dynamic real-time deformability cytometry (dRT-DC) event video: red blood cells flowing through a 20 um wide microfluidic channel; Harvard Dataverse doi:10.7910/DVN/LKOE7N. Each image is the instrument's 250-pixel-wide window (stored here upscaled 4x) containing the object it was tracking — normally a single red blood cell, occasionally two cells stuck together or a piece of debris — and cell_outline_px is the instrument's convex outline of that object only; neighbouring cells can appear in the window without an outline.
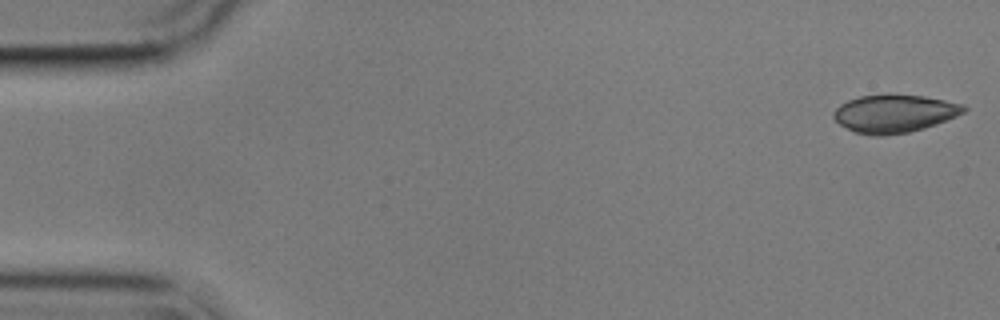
{"species": "common noctule bat (a hibernating species)", "species_latin": "Nyctalus noctula", "temperature_condition": "cold", "stored_images_in_passage": 55, "camera_frame_rate_fps": 3000, "um_per_image_px": 0.085, "animal": {"sex": "male", "body_mass_g": 17.9}, "frame": {"image": 1, "passage_image": 1, "time_ms": 0.0, "image_size_px": [1000, 320], "cell_outline_px": [[968, 108], [964, 112], [956, 116], [936, 124], [924, 128], [908, 132], [884, 136], [872, 136], [856, 132], [840, 124], [832, 116], [832, 112], [840, 104], [848, 100], [860, 96], [924, 96], [964, 104]], "centroid_in_image_um": [76.02, 9.67], "position_along_channel_um": 9.0, "area_um2": 28.32}}
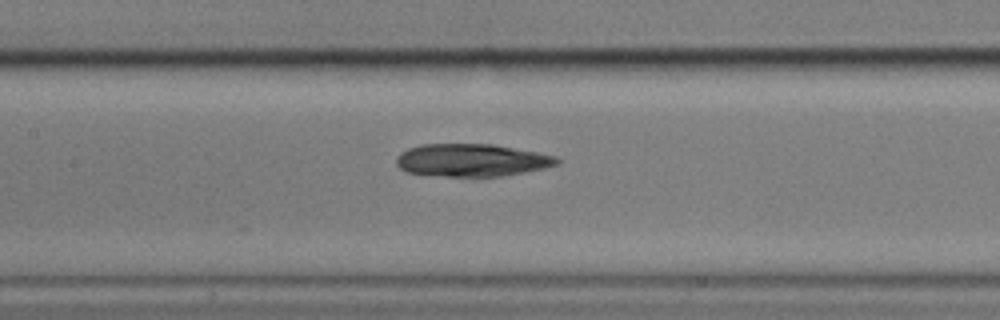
{"frame": {"image": 2, "passage_image": 25, "time_ms": 8.0, "image_size_px": [1000, 320], "cell_outline_px": [[560, 164], [544, 168], [524, 172], [500, 176], [448, 176], [404, 172], [396, 164], [396, 156], [400, 152], [408, 148], [420, 144], [492, 144], [536, 152], [556, 156], [560, 160]], "centroid_in_image_um": [40.07, 13.61], "position_along_channel_um": 167.3, "area_um2": 30.52}}
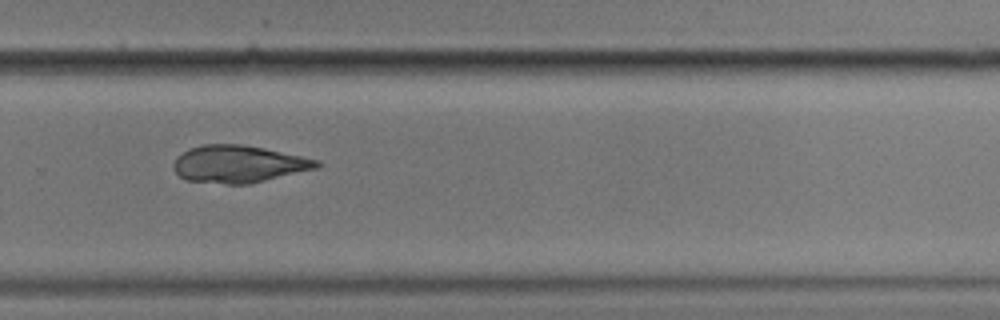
{"frame": {"image": 3, "passage_image": 37, "time_ms": 12.0, "image_size_px": [1000, 320], "cell_outline_px": [[320, 164], [316, 168], [248, 184], [224, 184], [184, 180], [176, 172], [172, 164], [176, 156], [188, 148], [204, 144], [240, 144], [264, 148], [320, 160]], "centroid_in_image_um": [20.22, 13.94], "position_along_channel_um": 309.6, "area_um2": 31.04}}